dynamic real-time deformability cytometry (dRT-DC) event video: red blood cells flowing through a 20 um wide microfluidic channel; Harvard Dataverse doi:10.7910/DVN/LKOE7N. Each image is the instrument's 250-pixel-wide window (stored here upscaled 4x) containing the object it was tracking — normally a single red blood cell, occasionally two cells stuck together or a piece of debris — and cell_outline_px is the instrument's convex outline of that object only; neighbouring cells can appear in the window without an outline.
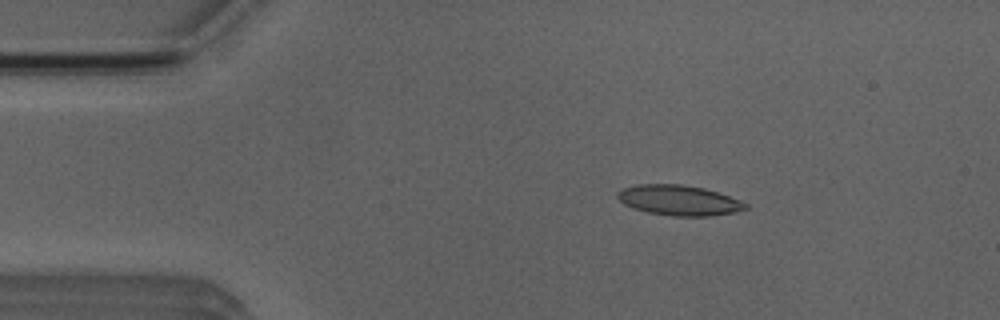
{"species": "Egyptian fruit bat (a non-hibernating species)", "species_latin": "Rousettus aegyptiacus", "temperature_condition": "room temperature", "stored_images_in_passage": 7, "camera_frame_rate_fps": 3000, "um_per_image_px": 0.085, "animal": {"sex": "male"}, "frame": {"image": 1, "passage_image": 2, "time_ms": 1.333, "image_size_px": [1000, 320], "cell_outline_px": [[748, 208], [736, 212], [708, 216], [672, 216], [648, 212], [632, 208], [624, 204], [616, 196], [616, 192], [624, 188], [636, 184], [680, 184], [704, 188], [740, 200], [748, 204]], "centroid_in_image_um": [57.69, 17.02], "position_along_channel_um": 27.3, "area_um2": 22.54}}
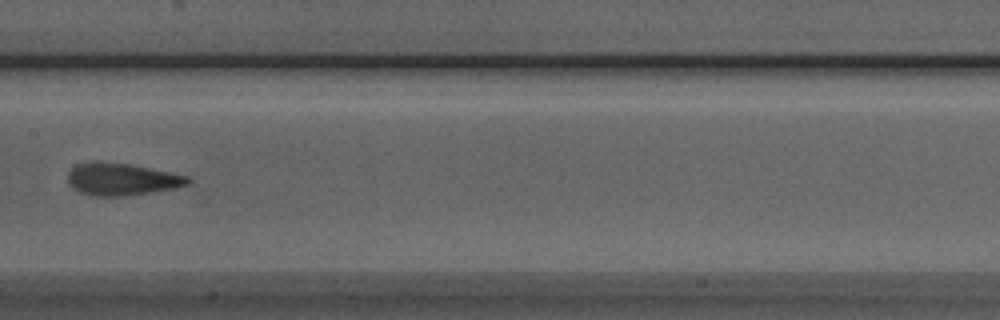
{"frame": {"image": 2, "passage_image": 7, "time_ms": 7.0, "image_size_px": [1000, 320], "cell_outline_px": [[192, 180], [188, 184], [176, 188], [124, 196], [88, 196], [72, 188], [68, 184], [68, 172], [76, 164], [96, 160], [128, 164], [188, 176]], "centroid_in_image_um": [10.29, 15.23], "position_along_channel_um": 197.1, "area_um2": 22.66}}